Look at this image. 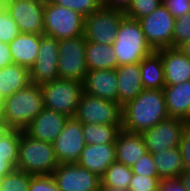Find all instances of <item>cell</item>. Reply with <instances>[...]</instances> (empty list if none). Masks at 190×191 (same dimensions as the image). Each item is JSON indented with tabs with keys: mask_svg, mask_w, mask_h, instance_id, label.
Here are the masks:
<instances>
[{
	"mask_svg": "<svg viewBox=\"0 0 190 191\" xmlns=\"http://www.w3.org/2000/svg\"><path fill=\"white\" fill-rule=\"evenodd\" d=\"M169 118L163 89H144L122 107V129L141 133Z\"/></svg>",
	"mask_w": 190,
	"mask_h": 191,
	"instance_id": "1",
	"label": "cell"
},
{
	"mask_svg": "<svg viewBox=\"0 0 190 191\" xmlns=\"http://www.w3.org/2000/svg\"><path fill=\"white\" fill-rule=\"evenodd\" d=\"M2 123L6 129L24 131L44 109L41 86L30 83L1 102Z\"/></svg>",
	"mask_w": 190,
	"mask_h": 191,
	"instance_id": "2",
	"label": "cell"
},
{
	"mask_svg": "<svg viewBox=\"0 0 190 191\" xmlns=\"http://www.w3.org/2000/svg\"><path fill=\"white\" fill-rule=\"evenodd\" d=\"M112 47L118 66L139 63L154 52L146 40L140 22L126 16L118 27Z\"/></svg>",
	"mask_w": 190,
	"mask_h": 191,
	"instance_id": "3",
	"label": "cell"
},
{
	"mask_svg": "<svg viewBox=\"0 0 190 191\" xmlns=\"http://www.w3.org/2000/svg\"><path fill=\"white\" fill-rule=\"evenodd\" d=\"M53 144L21 134L16 169L31 175H49L57 168Z\"/></svg>",
	"mask_w": 190,
	"mask_h": 191,
	"instance_id": "4",
	"label": "cell"
},
{
	"mask_svg": "<svg viewBox=\"0 0 190 191\" xmlns=\"http://www.w3.org/2000/svg\"><path fill=\"white\" fill-rule=\"evenodd\" d=\"M41 91L44 108L75 117L84 89L82 82L57 78L42 84Z\"/></svg>",
	"mask_w": 190,
	"mask_h": 191,
	"instance_id": "5",
	"label": "cell"
},
{
	"mask_svg": "<svg viewBox=\"0 0 190 191\" xmlns=\"http://www.w3.org/2000/svg\"><path fill=\"white\" fill-rule=\"evenodd\" d=\"M44 34L57 40L83 35L85 16L45 0Z\"/></svg>",
	"mask_w": 190,
	"mask_h": 191,
	"instance_id": "6",
	"label": "cell"
},
{
	"mask_svg": "<svg viewBox=\"0 0 190 191\" xmlns=\"http://www.w3.org/2000/svg\"><path fill=\"white\" fill-rule=\"evenodd\" d=\"M84 35L59 40L58 74L61 79L84 81L88 72Z\"/></svg>",
	"mask_w": 190,
	"mask_h": 191,
	"instance_id": "7",
	"label": "cell"
},
{
	"mask_svg": "<svg viewBox=\"0 0 190 191\" xmlns=\"http://www.w3.org/2000/svg\"><path fill=\"white\" fill-rule=\"evenodd\" d=\"M126 15L120 9H100L85 16L83 35L87 41L98 44L112 45L115 41L118 27Z\"/></svg>",
	"mask_w": 190,
	"mask_h": 191,
	"instance_id": "8",
	"label": "cell"
},
{
	"mask_svg": "<svg viewBox=\"0 0 190 191\" xmlns=\"http://www.w3.org/2000/svg\"><path fill=\"white\" fill-rule=\"evenodd\" d=\"M75 118L82 124L122 125V107L115 101L83 92Z\"/></svg>",
	"mask_w": 190,
	"mask_h": 191,
	"instance_id": "9",
	"label": "cell"
},
{
	"mask_svg": "<svg viewBox=\"0 0 190 191\" xmlns=\"http://www.w3.org/2000/svg\"><path fill=\"white\" fill-rule=\"evenodd\" d=\"M175 20L163 4L138 20L148 44L154 51L172 47Z\"/></svg>",
	"mask_w": 190,
	"mask_h": 191,
	"instance_id": "10",
	"label": "cell"
},
{
	"mask_svg": "<svg viewBox=\"0 0 190 191\" xmlns=\"http://www.w3.org/2000/svg\"><path fill=\"white\" fill-rule=\"evenodd\" d=\"M189 122L169 117L150 129L141 132L147 152L155 154L161 150L178 147Z\"/></svg>",
	"mask_w": 190,
	"mask_h": 191,
	"instance_id": "11",
	"label": "cell"
},
{
	"mask_svg": "<svg viewBox=\"0 0 190 191\" xmlns=\"http://www.w3.org/2000/svg\"><path fill=\"white\" fill-rule=\"evenodd\" d=\"M59 191H100L101 177L77 163L59 164L51 174Z\"/></svg>",
	"mask_w": 190,
	"mask_h": 191,
	"instance_id": "12",
	"label": "cell"
},
{
	"mask_svg": "<svg viewBox=\"0 0 190 191\" xmlns=\"http://www.w3.org/2000/svg\"><path fill=\"white\" fill-rule=\"evenodd\" d=\"M20 33L44 34L45 0H9L3 4Z\"/></svg>",
	"mask_w": 190,
	"mask_h": 191,
	"instance_id": "13",
	"label": "cell"
},
{
	"mask_svg": "<svg viewBox=\"0 0 190 191\" xmlns=\"http://www.w3.org/2000/svg\"><path fill=\"white\" fill-rule=\"evenodd\" d=\"M59 40L40 35V47L34 65L30 68L31 83L41 86L59 78Z\"/></svg>",
	"mask_w": 190,
	"mask_h": 191,
	"instance_id": "14",
	"label": "cell"
},
{
	"mask_svg": "<svg viewBox=\"0 0 190 191\" xmlns=\"http://www.w3.org/2000/svg\"><path fill=\"white\" fill-rule=\"evenodd\" d=\"M52 144L59 164L76 163L86 144L83 124L75 117H69Z\"/></svg>",
	"mask_w": 190,
	"mask_h": 191,
	"instance_id": "15",
	"label": "cell"
},
{
	"mask_svg": "<svg viewBox=\"0 0 190 191\" xmlns=\"http://www.w3.org/2000/svg\"><path fill=\"white\" fill-rule=\"evenodd\" d=\"M68 118L64 114L44 108L24 132L34 139L53 143L63 130Z\"/></svg>",
	"mask_w": 190,
	"mask_h": 191,
	"instance_id": "16",
	"label": "cell"
},
{
	"mask_svg": "<svg viewBox=\"0 0 190 191\" xmlns=\"http://www.w3.org/2000/svg\"><path fill=\"white\" fill-rule=\"evenodd\" d=\"M84 93L118 103L116 70L88 71L83 81Z\"/></svg>",
	"mask_w": 190,
	"mask_h": 191,
	"instance_id": "17",
	"label": "cell"
},
{
	"mask_svg": "<svg viewBox=\"0 0 190 191\" xmlns=\"http://www.w3.org/2000/svg\"><path fill=\"white\" fill-rule=\"evenodd\" d=\"M162 59L166 85H177L190 80V59L175 47L156 51Z\"/></svg>",
	"mask_w": 190,
	"mask_h": 191,
	"instance_id": "18",
	"label": "cell"
},
{
	"mask_svg": "<svg viewBox=\"0 0 190 191\" xmlns=\"http://www.w3.org/2000/svg\"><path fill=\"white\" fill-rule=\"evenodd\" d=\"M118 104L123 107L143 90L140 62L118 66L116 69Z\"/></svg>",
	"mask_w": 190,
	"mask_h": 191,
	"instance_id": "19",
	"label": "cell"
},
{
	"mask_svg": "<svg viewBox=\"0 0 190 191\" xmlns=\"http://www.w3.org/2000/svg\"><path fill=\"white\" fill-rule=\"evenodd\" d=\"M115 161V144H85L76 163L102 177L106 169Z\"/></svg>",
	"mask_w": 190,
	"mask_h": 191,
	"instance_id": "20",
	"label": "cell"
},
{
	"mask_svg": "<svg viewBox=\"0 0 190 191\" xmlns=\"http://www.w3.org/2000/svg\"><path fill=\"white\" fill-rule=\"evenodd\" d=\"M147 148L141 133L121 130L115 141L116 161L132 167L145 153Z\"/></svg>",
	"mask_w": 190,
	"mask_h": 191,
	"instance_id": "21",
	"label": "cell"
},
{
	"mask_svg": "<svg viewBox=\"0 0 190 191\" xmlns=\"http://www.w3.org/2000/svg\"><path fill=\"white\" fill-rule=\"evenodd\" d=\"M163 92L169 117L190 123V80L177 85H166Z\"/></svg>",
	"mask_w": 190,
	"mask_h": 191,
	"instance_id": "22",
	"label": "cell"
},
{
	"mask_svg": "<svg viewBox=\"0 0 190 191\" xmlns=\"http://www.w3.org/2000/svg\"><path fill=\"white\" fill-rule=\"evenodd\" d=\"M13 63L30 69L37 58L40 47V35L19 33L9 44Z\"/></svg>",
	"mask_w": 190,
	"mask_h": 191,
	"instance_id": "23",
	"label": "cell"
},
{
	"mask_svg": "<svg viewBox=\"0 0 190 191\" xmlns=\"http://www.w3.org/2000/svg\"><path fill=\"white\" fill-rule=\"evenodd\" d=\"M31 83L30 69L11 64L0 69V101L10 97Z\"/></svg>",
	"mask_w": 190,
	"mask_h": 191,
	"instance_id": "24",
	"label": "cell"
},
{
	"mask_svg": "<svg viewBox=\"0 0 190 191\" xmlns=\"http://www.w3.org/2000/svg\"><path fill=\"white\" fill-rule=\"evenodd\" d=\"M153 161L161 180L178 179L184 170L179 146L153 154Z\"/></svg>",
	"mask_w": 190,
	"mask_h": 191,
	"instance_id": "25",
	"label": "cell"
},
{
	"mask_svg": "<svg viewBox=\"0 0 190 191\" xmlns=\"http://www.w3.org/2000/svg\"><path fill=\"white\" fill-rule=\"evenodd\" d=\"M85 60L88 71L113 70L118 67V59L113 52L112 45L98 44L92 41L86 43Z\"/></svg>",
	"mask_w": 190,
	"mask_h": 191,
	"instance_id": "26",
	"label": "cell"
},
{
	"mask_svg": "<svg viewBox=\"0 0 190 191\" xmlns=\"http://www.w3.org/2000/svg\"><path fill=\"white\" fill-rule=\"evenodd\" d=\"M140 69L144 89H164V66L161 56L156 51L140 61Z\"/></svg>",
	"mask_w": 190,
	"mask_h": 191,
	"instance_id": "27",
	"label": "cell"
},
{
	"mask_svg": "<svg viewBox=\"0 0 190 191\" xmlns=\"http://www.w3.org/2000/svg\"><path fill=\"white\" fill-rule=\"evenodd\" d=\"M122 125L83 124V136L87 145L115 144Z\"/></svg>",
	"mask_w": 190,
	"mask_h": 191,
	"instance_id": "28",
	"label": "cell"
},
{
	"mask_svg": "<svg viewBox=\"0 0 190 191\" xmlns=\"http://www.w3.org/2000/svg\"><path fill=\"white\" fill-rule=\"evenodd\" d=\"M132 176L131 167L115 161L101 177V187H115L128 190Z\"/></svg>",
	"mask_w": 190,
	"mask_h": 191,
	"instance_id": "29",
	"label": "cell"
},
{
	"mask_svg": "<svg viewBox=\"0 0 190 191\" xmlns=\"http://www.w3.org/2000/svg\"><path fill=\"white\" fill-rule=\"evenodd\" d=\"M22 131L4 128L0 133V158L9 160L15 167L18 162Z\"/></svg>",
	"mask_w": 190,
	"mask_h": 191,
	"instance_id": "30",
	"label": "cell"
},
{
	"mask_svg": "<svg viewBox=\"0 0 190 191\" xmlns=\"http://www.w3.org/2000/svg\"><path fill=\"white\" fill-rule=\"evenodd\" d=\"M33 176L15 169L0 179L1 191H28Z\"/></svg>",
	"mask_w": 190,
	"mask_h": 191,
	"instance_id": "31",
	"label": "cell"
},
{
	"mask_svg": "<svg viewBox=\"0 0 190 191\" xmlns=\"http://www.w3.org/2000/svg\"><path fill=\"white\" fill-rule=\"evenodd\" d=\"M161 4L162 0H132L124 14L128 18L139 20L151 14Z\"/></svg>",
	"mask_w": 190,
	"mask_h": 191,
	"instance_id": "32",
	"label": "cell"
},
{
	"mask_svg": "<svg viewBox=\"0 0 190 191\" xmlns=\"http://www.w3.org/2000/svg\"><path fill=\"white\" fill-rule=\"evenodd\" d=\"M52 3L69 8L88 16L103 6L102 0H50Z\"/></svg>",
	"mask_w": 190,
	"mask_h": 191,
	"instance_id": "33",
	"label": "cell"
},
{
	"mask_svg": "<svg viewBox=\"0 0 190 191\" xmlns=\"http://www.w3.org/2000/svg\"><path fill=\"white\" fill-rule=\"evenodd\" d=\"M20 30L8 10L0 5V41L9 44Z\"/></svg>",
	"mask_w": 190,
	"mask_h": 191,
	"instance_id": "34",
	"label": "cell"
},
{
	"mask_svg": "<svg viewBox=\"0 0 190 191\" xmlns=\"http://www.w3.org/2000/svg\"><path fill=\"white\" fill-rule=\"evenodd\" d=\"M188 40H190V13L184 14L175 20L172 47L177 48Z\"/></svg>",
	"mask_w": 190,
	"mask_h": 191,
	"instance_id": "35",
	"label": "cell"
},
{
	"mask_svg": "<svg viewBox=\"0 0 190 191\" xmlns=\"http://www.w3.org/2000/svg\"><path fill=\"white\" fill-rule=\"evenodd\" d=\"M160 182L159 177L133 174L128 191H157Z\"/></svg>",
	"mask_w": 190,
	"mask_h": 191,
	"instance_id": "36",
	"label": "cell"
},
{
	"mask_svg": "<svg viewBox=\"0 0 190 191\" xmlns=\"http://www.w3.org/2000/svg\"><path fill=\"white\" fill-rule=\"evenodd\" d=\"M131 168L133 174H140L148 177H159L153 161V154L150 152H146Z\"/></svg>",
	"mask_w": 190,
	"mask_h": 191,
	"instance_id": "37",
	"label": "cell"
},
{
	"mask_svg": "<svg viewBox=\"0 0 190 191\" xmlns=\"http://www.w3.org/2000/svg\"><path fill=\"white\" fill-rule=\"evenodd\" d=\"M28 191H59L51 174L34 175L31 178Z\"/></svg>",
	"mask_w": 190,
	"mask_h": 191,
	"instance_id": "38",
	"label": "cell"
},
{
	"mask_svg": "<svg viewBox=\"0 0 190 191\" xmlns=\"http://www.w3.org/2000/svg\"><path fill=\"white\" fill-rule=\"evenodd\" d=\"M162 4L168 9L175 19L190 13L189 0H162Z\"/></svg>",
	"mask_w": 190,
	"mask_h": 191,
	"instance_id": "39",
	"label": "cell"
},
{
	"mask_svg": "<svg viewBox=\"0 0 190 191\" xmlns=\"http://www.w3.org/2000/svg\"><path fill=\"white\" fill-rule=\"evenodd\" d=\"M179 147L184 169H190V123L186 126L183 132Z\"/></svg>",
	"mask_w": 190,
	"mask_h": 191,
	"instance_id": "40",
	"label": "cell"
},
{
	"mask_svg": "<svg viewBox=\"0 0 190 191\" xmlns=\"http://www.w3.org/2000/svg\"><path fill=\"white\" fill-rule=\"evenodd\" d=\"M157 191H186L179 179L161 180Z\"/></svg>",
	"mask_w": 190,
	"mask_h": 191,
	"instance_id": "41",
	"label": "cell"
},
{
	"mask_svg": "<svg viewBox=\"0 0 190 191\" xmlns=\"http://www.w3.org/2000/svg\"><path fill=\"white\" fill-rule=\"evenodd\" d=\"M13 64L9 45L0 41V69Z\"/></svg>",
	"mask_w": 190,
	"mask_h": 191,
	"instance_id": "42",
	"label": "cell"
},
{
	"mask_svg": "<svg viewBox=\"0 0 190 191\" xmlns=\"http://www.w3.org/2000/svg\"><path fill=\"white\" fill-rule=\"evenodd\" d=\"M132 0H102L103 6L107 8L120 9L125 11Z\"/></svg>",
	"mask_w": 190,
	"mask_h": 191,
	"instance_id": "43",
	"label": "cell"
},
{
	"mask_svg": "<svg viewBox=\"0 0 190 191\" xmlns=\"http://www.w3.org/2000/svg\"><path fill=\"white\" fill-rule=\"evenodd\" d=\"M15 169L16 167L9 160L0 158V179L6 174L13 172Z\"/></svg>",
	"mask_w": 190,
	"mask_h": 191,
	"instance_id": "44",
	"label": "cell"
},
{
	"mask_svg": "<svg viewBox=\"0 0 190 191\" xmlns=\"http://www.w3.org/2000/svg\"><path fill=\"white\" fill-rule=\"evenodd\" d=\"M184 185L186 191H190V169H184L178 178Z\"/></svg>",
	"mask_w": 190,
	"mask_h": 191,
	"instance_id": "45",
	"label": "cell"
},
{
	"mask_svg": "<svg viewBox=\"0 0 190 191\" xmlns=\"http://www.w3.org/2000/svg\"><path fill=\"white\" fill-rule=\"evenodd\" d=\"M177 49H179L184 55H186L190 59V40L180 44Z\"/></svg>",
	"mask_w": 190,
	"mask_h": 191,
	"instance_id": "46",
	"label": "cell"
},
{
	"mask_svg": "<svg viewBox=\"0 0 190 191\" xmlns=\"http://www.w3.org/2000/svg\"><path fill=\"white\" fill-rule=\"evenodd\" d=\"M100 191H128V190L115 187H101Z\"/></svg>",
	"mask_w": 190,
	"mask_h": 191,
	"instance_id": "47",
	"label": "cell"
},
{
	"mask_svg": "<svg viewBox=\"0 0 190 191\" xmlns=\"http://www.w3.org/2000/svg\"><path fill=\"white\" fill-rule=\"evenodd\" d=\"M0 123H2V109H1V101H0Z\"/></svg>",
	"mask_w": 190,
	"mask_h": 191,
	"instance_id": "48",
	"label": "cell"
},
{
	"mask_svg": "<svg viewBox=\"0 0 190 191\" xmlns=\"http://www.w3.org/2000/svg\"><path fill=\"white\" fill-rule=\"evenodd\" d=\"M4 128H5V127H4L3 123H0V133L2 132V130H3Z\"/></svg>",
	"mask_w": 190,
	"mask_h": 191,
	"instance_id": "49",
	"label": "cell"
},
{
	"mask_svg": "<svg viewBox=\"0 0 190 191\" xmlns=\"http://www.w3.org/2000/svg\"><path fill=\"white\" fill-rule=\"evenodd\" d=\"M9 0H0V5H3L4 3H6Z\"/></svg>",
	"mask_w": 190,
	"mask_h": 191,
	"instance_id": "50",
	"label": "cell"
}]
</instances>
